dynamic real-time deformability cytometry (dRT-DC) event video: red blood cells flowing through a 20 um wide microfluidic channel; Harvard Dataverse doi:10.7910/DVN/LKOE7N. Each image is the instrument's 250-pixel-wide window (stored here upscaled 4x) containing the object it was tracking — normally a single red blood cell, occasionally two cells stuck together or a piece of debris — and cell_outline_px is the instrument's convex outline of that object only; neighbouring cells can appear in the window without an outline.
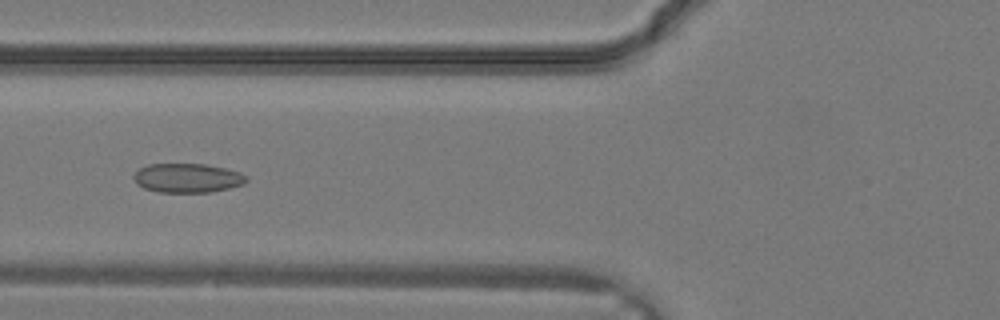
{"species": "common noctule bat (a hibernating species)", "species_latin": "Nyctalus noctula", "temperature_condition": "warm", "stored_images_in_passage": 23, "camera_frame_rate_fps": 3000, "um_per_image_px": 0.085, "animal": {"sex": "male", "body_mass_g": 19.2, "forearm_length_mm": 51.8}, "frame": {"image": 1, "passage_image": 12, "time_ms": 3.667, "image_size_px": [1000, 320], "cell_outline_px": [[248, 180], [244, 184], [228, 188], [208, 192], [160, 192], [144, 188], [136, 184], [132, 176], [140, 168], [148, 164], [204, 164], [224, 168], [240, 172], [248, 176]], "centroid_in_image_um": [15.93, 15.13], "position_along_channel_um": 109.9, "area_um2": 19.13}}
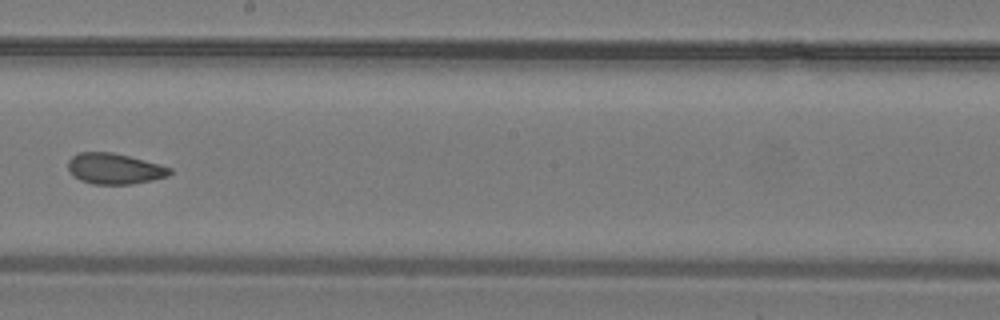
{"frame": {"image": 2, "passage_image": 18, "time_ms": 5.667, "image_size_px": [1000, 320], "cell_outline_px": [[172, 172], [168, 176], [152, 180], [132, 184], [92, 184], [80, 180], [68, 168], [68, 160], [72, 156], [80, 152], [112, 152], [160, 164], [172, 168]], "centroid_in_image_um": [9.75, 14.34], "position_along_channel_um": 238.4, "area_um2": 18.15}}
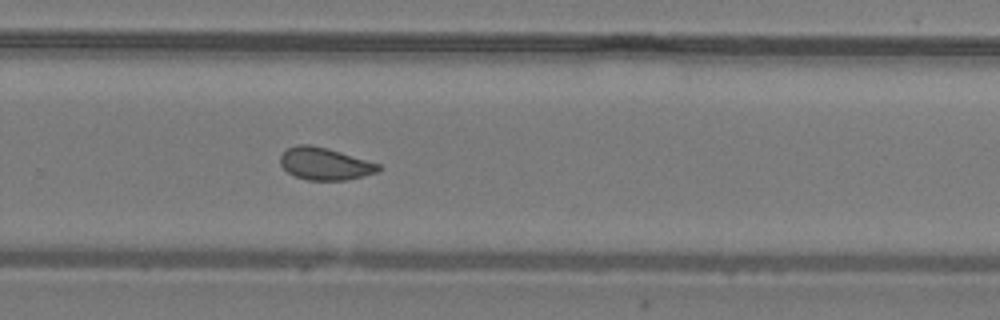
{"frame": {"image": 3, "passage_image": 21, "time_ms": 6.667, "image_size_px": [1000, 320], "cell_outline_px": [[380, 168], [376, 172], [344, 180], [308, 180], [296, 176], [288, 172], [280, 164], [280, 156], [284, 148], [296, 144], [308, 144], [328, 148], [380, 164]], "centroid_in_image_um": [27.55, 13.89], "position_along_channel_um": 302.3, "area_um2": 18.38}}